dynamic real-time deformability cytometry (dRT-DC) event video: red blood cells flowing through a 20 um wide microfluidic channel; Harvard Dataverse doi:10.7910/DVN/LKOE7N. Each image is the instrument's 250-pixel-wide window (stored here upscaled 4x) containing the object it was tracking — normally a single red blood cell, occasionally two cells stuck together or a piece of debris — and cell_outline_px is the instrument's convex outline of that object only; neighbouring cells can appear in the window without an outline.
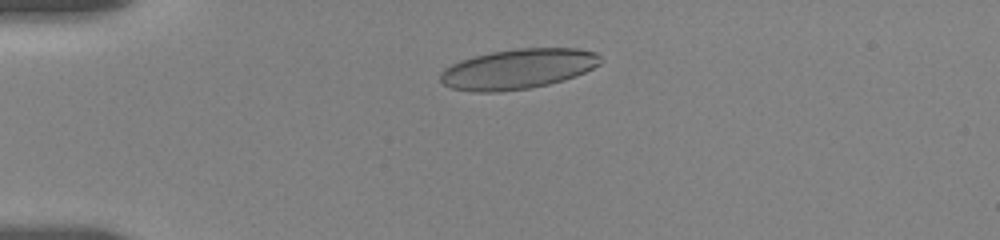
{"species": "human", "species_latin": "Homo sapiens", "temperature_condition": "room temperature", "stored_images_in_passage": 52, "camera_frame_rate_fps": 3000, "um_per_image_px": 0.085, "donor": {"sex": "female"}, "frame": {"image": 1, "passage_image": 10, "time_ms": 3.0, "image_size_px": [1000, 240], "cell_outline_px": [[600, 64], [576, 76], [564, 80], [548, 84], [528, 88], [500, 92], [472, 92], [452, 88], [444, 84], [440, 80], [440, 72], [444, 68], [460, 60], [472, 56], [492, 52], [516, 48], [580, 48], [596, 52], [600, 56]], "centroid_in_image_um": [44.01, 5.85], "position_along_channel_um": 41.0, "area_um2": 37.51}}
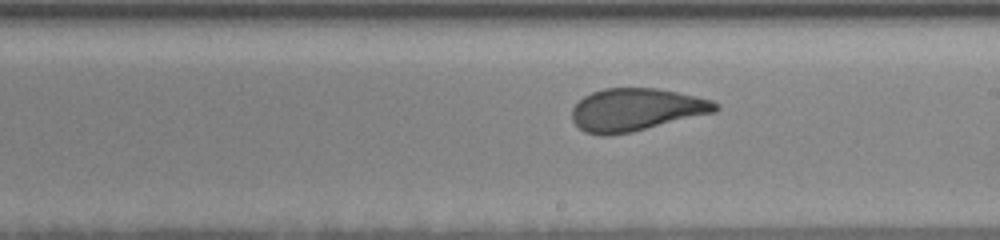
{"frame": {"image": 2, "passage_image": 29, "time_ms": 9.333, "image_size_px": [1000, 240], "cell_outline_px": [[720, 108], [716, 112], [632, 132], [608, 136], [600, 136], [584, 132], [572, 120], [572, 108], [584, 96], [592, 92], [604, 88], [656, 88], [676, 92], [712, 100], [720, 104]], "centroid_in_image_um": [54.07, 9.33], "position_along_channel_um": 234.9, "area_um2": 35.72}}
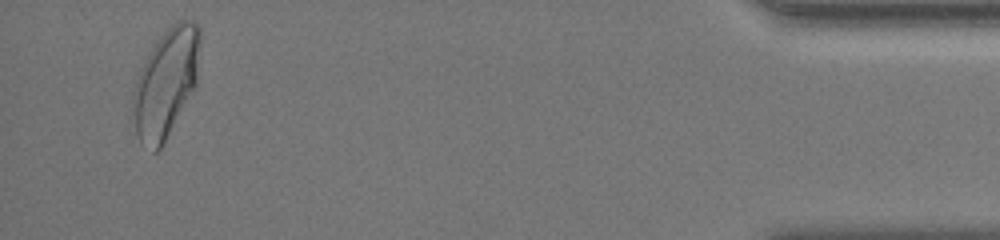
{"frame": {"image": 3, "passage_image": 50, "time_ms": 16.333, "image_size_px": [1000, 240], "cell_outline_px": [[200, 40], [196, 88], [160, 148], [156, 152], [152, 152], [140, 144], [136, 132], [132, 104], [132, 92], [140, 68], [156, 40], [176, 20], [192, 20], [200, 28]], "centroid_in_image_um": [14.1, 7.05], "position_along_channel_um": 421.1, "area_um2": 42.6}, "authors_computed_cell_mechanics": {"area_um2": 36.1539, "velocity_mm_per_s": 3.6139, "shape_relaxation_time_tau1_ms": 5.4779, "shape_relaxation_time_tau2_ms": 0.7414, "deformation_change_tau1": 0.1718, "deformation_change_tau2": 0.0737}}